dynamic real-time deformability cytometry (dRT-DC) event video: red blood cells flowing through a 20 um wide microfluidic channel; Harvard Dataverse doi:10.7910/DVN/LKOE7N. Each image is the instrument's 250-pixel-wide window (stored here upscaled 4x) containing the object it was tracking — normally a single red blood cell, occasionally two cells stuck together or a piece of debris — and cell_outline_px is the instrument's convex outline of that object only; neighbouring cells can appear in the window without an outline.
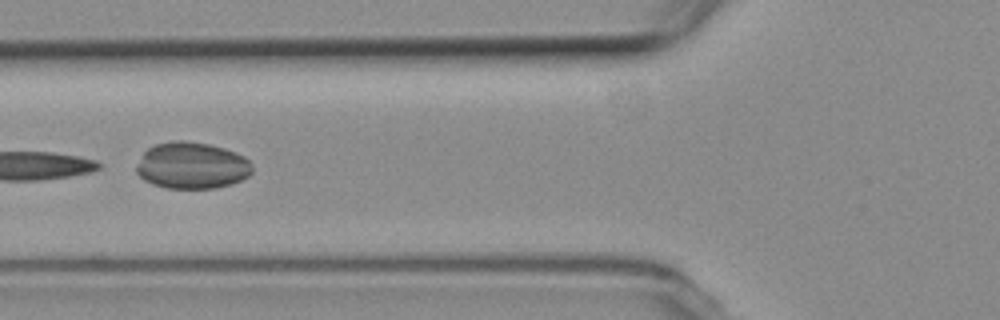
{"species": "common noctule bat (a hibernating species)", "species_latin": "Nyctalus noctula", "temperature_condition": "room temperature", "stored_images_in_passage": 10, "camera_frame_rate_fps": 3000, "um_per_image_px": 0.085, "animal": {"sex": "female", "body_mass_g": 19.3, "forearm_length_mm": 54.1}, "frame": {"image": 1, "passage_image": 6, "time_ms": 6.667, "image_size_px": [1000, 320], "cell_outline_px": [[252, 172], [248, 176], [232, 184], [216, 188], [168, 188], [152, 184], [144, 180], [136, 172], [136, 164], [144, 152], [148, 148], [156, 144], [172, 140], [184, 140], [208, 144], [224, 148], [236, 152], [244, 156], [252, 164]], "centroid_in_image_um": [16.31, 14.07], "position_along_channel_um": 109.5, "area_um2": 31.62}}
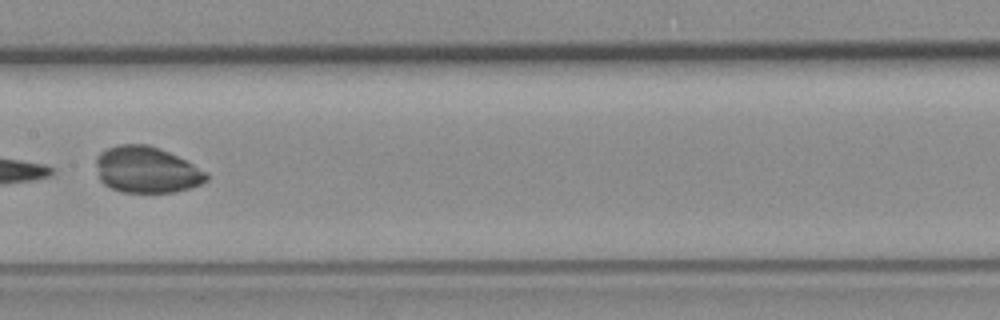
{"frame": {"image": 2, "passage_image": 8, "time_ms": 9.0, "image_size_px": [1000, 320], "cell_outline_px": [[208, 180], [200, 184], [176, 192], [120, 192], [104, 184], [100, 180], [96, 164], [96, 156], [100, 152], [108, 148], [120, 144], [148, 144], [160, 148], [188, 160], [208, 172]], "centroid_in_image_um": [12.49, 14.42], "position_along_channel_um": 194.9, "area_um2": 30.06}}
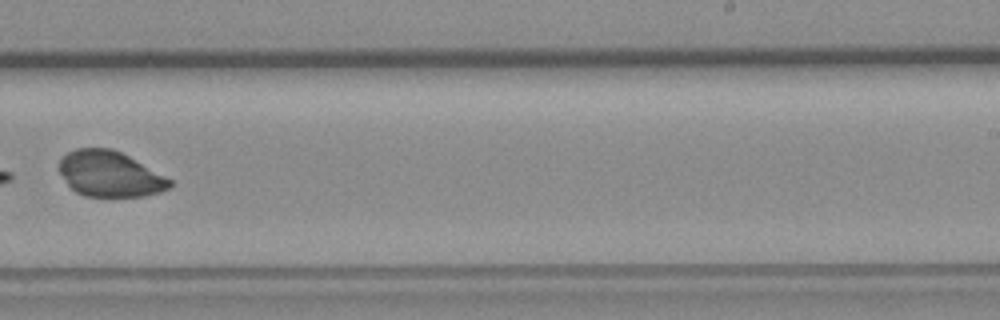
{"frame": {"image": 3, "passage_image": 10, "time_ms": 11.333, "image_size_px": [1000, 320], "cell_outline_px": [[172, 188], [160, 192], [144, 196], [84, 196], [76, 192], [68, 184], [60, 172], [60, 160], [68, 152], [76, 148], [112, 148], [128, 156], [172, 180]], "centroid_in_image_um": [9.35, 14.8], "position_along_channel_um": 279.6, "area_um2": 29.07}}